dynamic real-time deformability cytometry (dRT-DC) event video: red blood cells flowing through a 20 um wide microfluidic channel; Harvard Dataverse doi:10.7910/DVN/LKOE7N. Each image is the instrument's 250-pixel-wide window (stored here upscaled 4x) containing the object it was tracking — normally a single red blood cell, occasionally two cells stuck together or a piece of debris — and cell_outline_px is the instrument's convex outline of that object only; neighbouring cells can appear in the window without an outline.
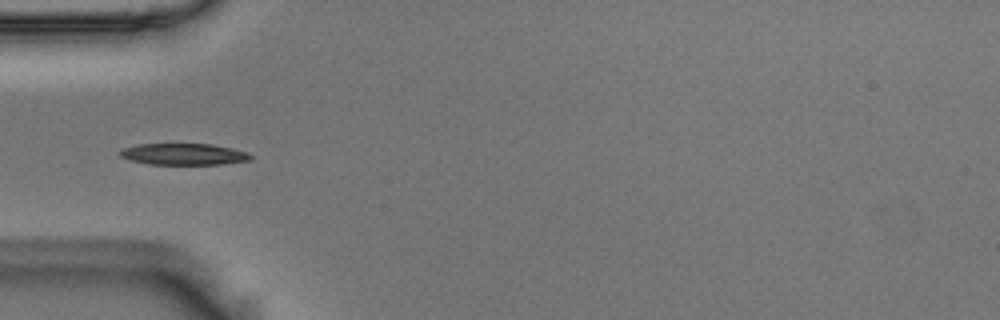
{"species": "Egyptian fruit bat (a non-hibernating species)", "species_latin": "Rousettus aegyptiacus", "temperature_condition": "room temperature", "stored_images_in_passage": 38, "camera_frame_rate_fps": 3000, "um_per_image_px": 0.085, "animal": {"sex": "male"}, "frame": {"image": 1, "passage_image": 1, "time_ms": 0.0, "image_size_px": [1000, 320], "cell_outline_px": [[252, 160], [224, 164], [148, 164], [132, 160], [120, 156], [116, 152], [124, 148], [140, 144], [212, 144], [232, 148], [248, 152], [252, 156]], "centroid_in_image_um": [15.65, 13.1], "position_along_channel_um": 69.4, "area_um2": 16.36}}
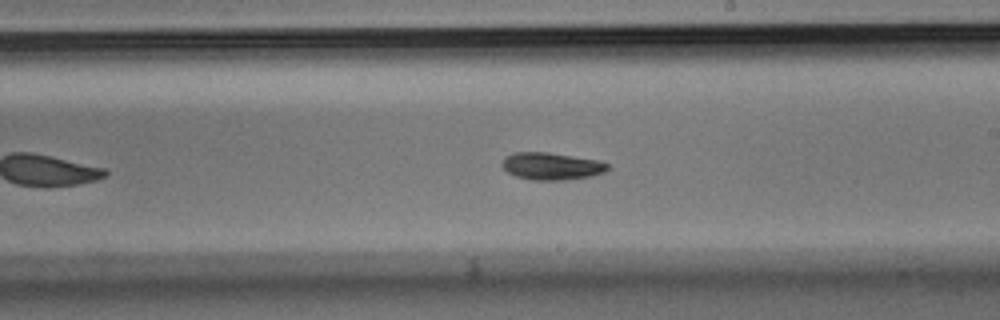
{"frame": {"image": 2, "passage_image": 15, "time_ms": 4.667, "image_size_px": [1000, 320], "cell_outline_px": [[608, 168], [604, 172], [592, 176], [564, 180], [532, 180], [516, 176], [508, 172], [500, 164], [504, 156], [512, 152], [548, 152], [596, 160], [608, 164]], "centroid_in_image_um": [46.82, 14.12], "position_along_channel_um": 242.2, "area_um2": 16.76}}
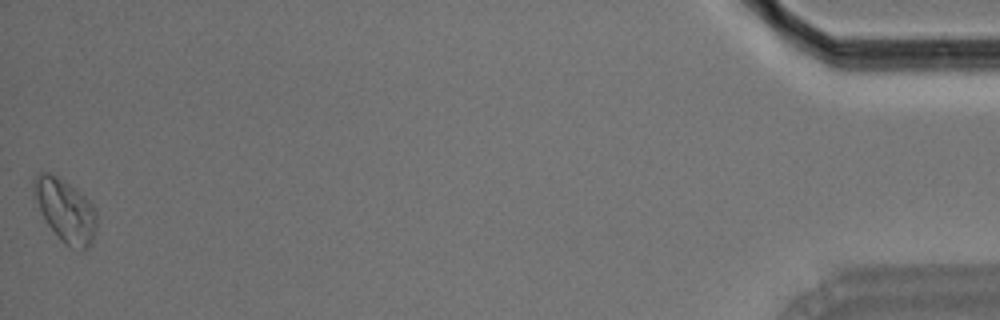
{"frame": {"image": 3, "passage_image": 38, "time_ms": 12.333, "image_size_px": [1000, 320], "cell_outline_px": [[96, 228], [92, 244], [88, 248], [72, 248], [64, 244], [60, 240], [44, 220], [32, 196], [32, 180], [40, 172], [48, 172], [60, 176], [76, 188], [96, 208]], "centroid_in_image_um": [5.52, 17.86], "position_along_channel_um": 429.7, "area_um2": 23.58}, "authors_computed_cell_mechanics": {"area_um2": 16.7042, "velocity_mm_per_s": 3.695, "shape_relaxation_time_tau1_ms": 2.938, "shape_relaxation_time_tau2_ms": null, "deformation_change_tau1": 0.0964, "deformation_change_tau2": null}}